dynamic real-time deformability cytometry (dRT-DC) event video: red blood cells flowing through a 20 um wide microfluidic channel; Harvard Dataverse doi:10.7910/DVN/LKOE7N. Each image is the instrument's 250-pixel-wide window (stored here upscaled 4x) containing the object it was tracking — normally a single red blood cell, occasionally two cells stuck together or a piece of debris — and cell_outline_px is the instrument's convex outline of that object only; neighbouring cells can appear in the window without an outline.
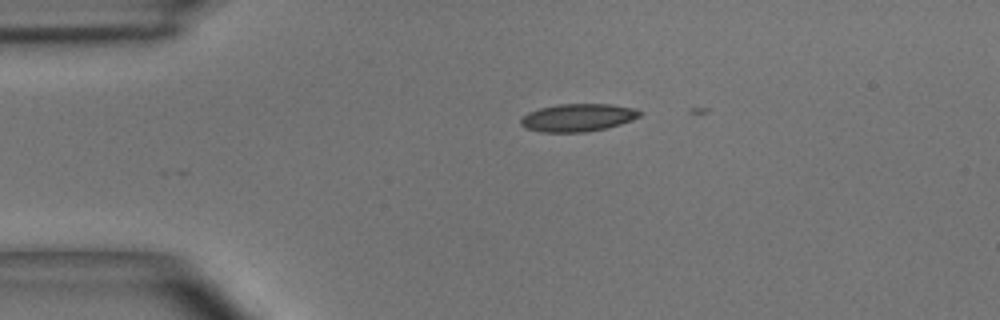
{"species": "common noctule bat (a hibernating species)", "species_latin": "Nyctalus noctula", "temperature_condition": "room temperature", "stored_images_in_passage": 3, "camera_frame_rate_fps": 3000, "um_per_image_px": 0.085, "animal": {"sex": "male", "body_mass_g": 15.6}, "frame": {"image": 1, "passage_image": 1, "time_ms": 0.0, "image_size_px": [1000, 320], "cell_outline_px": [[640, 116], [632, 120], [620, 124], [604, 128], [584, 132], [544, 132], [524, 128], [520, 124], [520, 120], [528, 112], [540, 108], [560, 104], [608, 104], [636, 108], [640, 112]], "centroid_in_image_um": [49.1, 9.99], "position_along_channel_um": 35.9, "area_um2": 19.07}}